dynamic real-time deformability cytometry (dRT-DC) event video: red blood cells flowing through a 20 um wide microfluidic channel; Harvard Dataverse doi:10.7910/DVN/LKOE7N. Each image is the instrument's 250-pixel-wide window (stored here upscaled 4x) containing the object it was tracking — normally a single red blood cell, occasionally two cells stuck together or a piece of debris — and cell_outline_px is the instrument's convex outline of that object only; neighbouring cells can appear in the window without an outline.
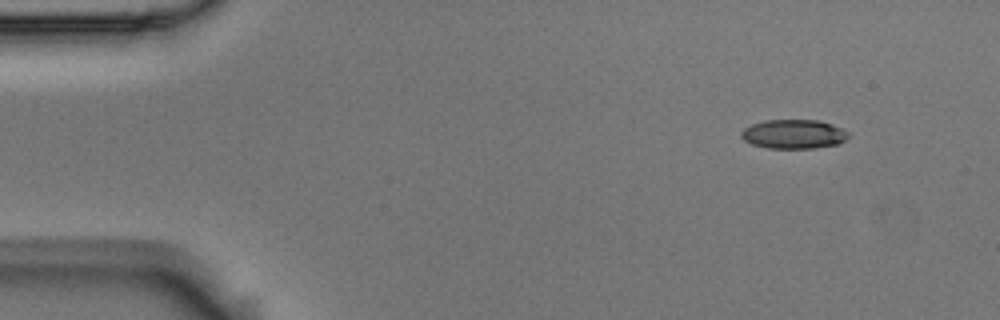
{"species": "Egyptian fruit bat (a non-hibernating species)", "species_latin": "Rousettus aegyptiacus", "temperature_condition": "room temperature", "stored_images_in_passage": 5, "camera_frame_rate_fps": 3000, "um_per_image_px": 0.085, "animal": {"sex": "male"}, "frame": {"image": 1, "passage_image": 1, "time_ms": 0.0, "image_size_px": [1000, 320], "cell_outline_px": [[848, 136], [844, 140], [836, 144], [816, 148], [768, 148], [752, 144], [744, 140], [740, 136], [740, 132], [744, 128], [752, 124], [764, 120], [816, 120], [832, 124], [848, 132]], "centroid_in_image_um": [67.42, 11.4], "position_along_channel_um": 17.6, "area_um2": 18.09}}
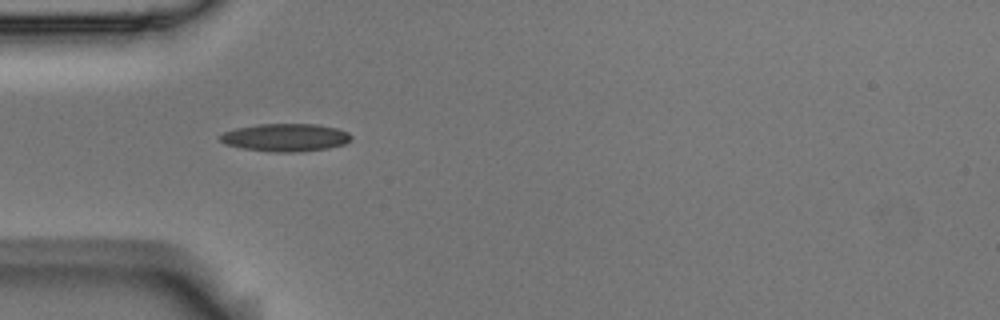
{"frame": {"image": 2, "passage_image": 4, "time_ms": 1.0, "image_size_px": [1000, 320], "cell_outline_px": [[352, 140], [344, 144], [328, 148], [296, 152], [276, 152], [240, 148], [224, 144], [216, 136], [224, 132], [236, 128], [260, 124], [316, 124], [336, 128], [348, 132], [352, 136]], "centroid_in_image_um": [24.24, 11.69], "position_along_channel_um": 60.8, "area_um2": 21.33}}
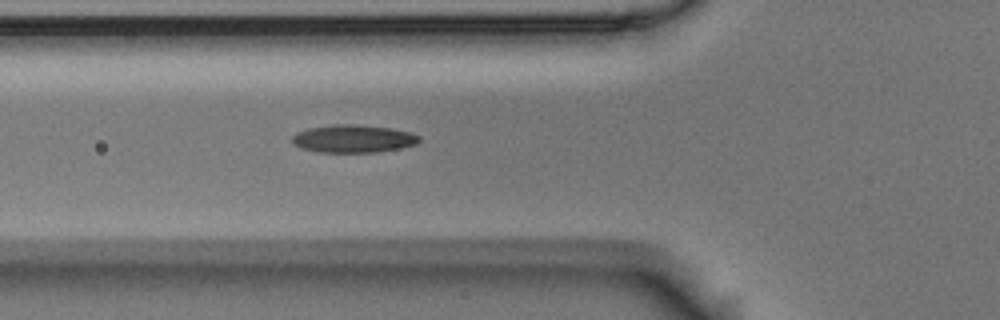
{"frame": {"image": 3, "passage_image": 5, "time_ms": 1.333, "image_size_px": [1000, 320], "cell_outline_px": [[420, 140], [416, 144], [400, 148], [376, 152], [320, 152], [300, 148], [292, 140], [292, 136], [296, 132], [308, 128], [336, 124], [352, 124], [392, 128], [412, 132], [420, 136]], "centroid_in_image_um": [30.05, 11.78], "position_along_channel_um": 95.8, "area_um2": 20.58}}